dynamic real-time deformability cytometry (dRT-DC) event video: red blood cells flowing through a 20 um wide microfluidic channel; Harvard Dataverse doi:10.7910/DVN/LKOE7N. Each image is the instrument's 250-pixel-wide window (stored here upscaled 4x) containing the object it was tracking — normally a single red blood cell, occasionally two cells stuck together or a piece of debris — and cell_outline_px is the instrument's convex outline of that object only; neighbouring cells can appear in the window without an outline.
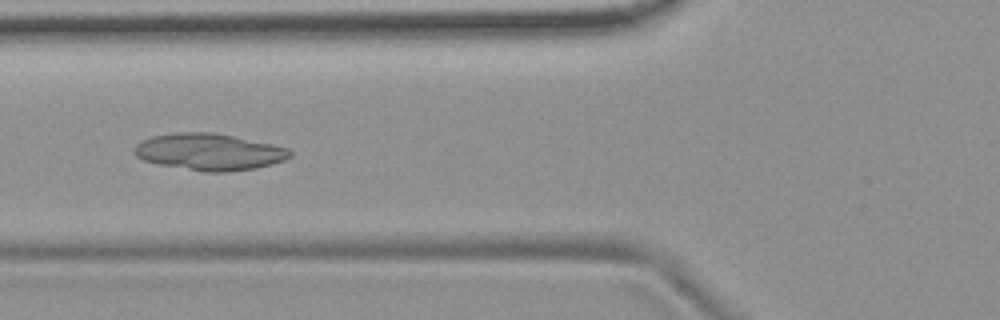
{"species": "common noctule bat (a hibernating species)", "species_latin": "Nyctalus noctula", "temperature_condition": "room temperature", "stored_images_in_passage": 6, "camera_frame_rate_fps": 3000, "um_per_image_px": 0.085, "animal": {"sex": "female", "body_mass_g": 19.9}, "frame": {"image": 1, "passage_image": 4, "time_ms": 3.333, "image_size_px": [1000, 320], "cell_outline_px": [[292, 156], [284, 160], [272, 164], [256, 168], [228, 172], [204, 172], [160, 164], [144, 160], [136, 156], [136, 144], [140, 140], [152, 136], [180, 132], [212, 132], [272, 144], [288, 148], [292, 152]], "centroid_in_image_um": [17.81, 12.91], "position_along_channel_um": 108.0, "area_um2": 33.12}}
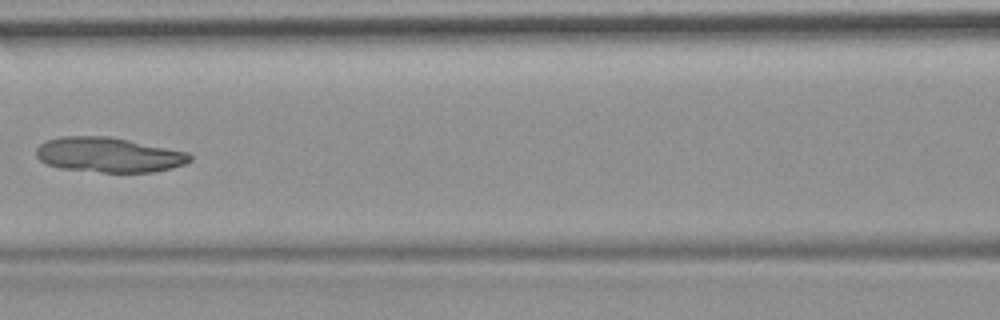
{"frame": {"image": 2, "passage_image": 5, "time_ms": 4.667, "image_size_px": [1000, 320], "cell_outline_px": [[192, 160], [184, 164], [172, 168], [156, 172], [100, 172], [60, 168], [48, 164], [40, 160], [36, 156], [36, 148], [44, 140], [60, 136], [108, 136], [188, 152], [192, 156]], "centroid_in_image_um": [9.23, 13.16], "position_along_channel_um": 157.4, "area_um2": 31.33}}
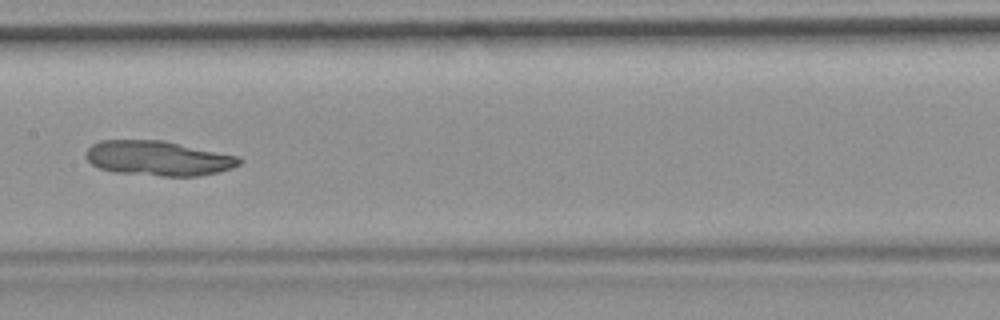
{"frame": {"image": 3, "passage_image": 6, "time_ms": 5.667, "image_size_px": [1000, 320], "cell_outline_px": [[240, 164], [232, 168], [216, 172], [196, 176], [160, 176], [116, 172], [100, 168], [92, 164], [84, 156], [84, 152], [92, 144], [100, 140], [164, 140], [240, 156]], "centroid_in_image_um": [13.43, 13.44], "position_along_channel_um": 194.0, "area_um2": 31.21}}